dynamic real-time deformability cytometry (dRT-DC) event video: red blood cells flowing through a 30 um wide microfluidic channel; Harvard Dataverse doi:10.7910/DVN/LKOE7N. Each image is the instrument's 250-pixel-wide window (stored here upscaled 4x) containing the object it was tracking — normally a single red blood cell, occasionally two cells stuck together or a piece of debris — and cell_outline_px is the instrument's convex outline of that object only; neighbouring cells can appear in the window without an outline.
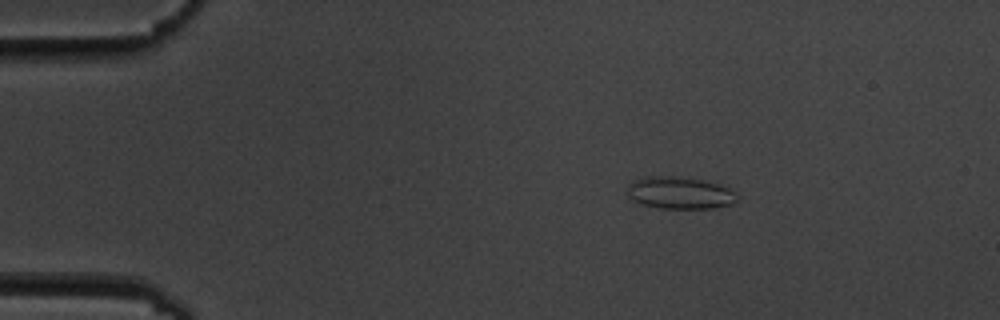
{"species": "common noctule bat (a hibernating species)", "species_latin": "Nyctalus noctula", "temperature_condition": "cold", "stored_images_in_passage": 3, "camera_frame_rate_fps": 3000, "um_per_image_px": 0.085, "animal": {"sex": "male", "body_mass_g": 19.5, "forearm_length_mm": 54.6}, "frame": {"image": 1, "passage_image": 1, "time_ms": 0.0, "image_size_px": [1000, 320], "cell_outline_px": [[740, 196], [732, 204], [716, 208], [660, 208], [640, 204], [632, 200], [628, 196], [628, 184], [632, 180], [644, 176], [672, 176], [704, 180], [720, 184], [728, 188]], "centroid_in_image_um": [57.77, 16.39], "position_along_channel_um": 27.2, "area_um2": 20.81}}